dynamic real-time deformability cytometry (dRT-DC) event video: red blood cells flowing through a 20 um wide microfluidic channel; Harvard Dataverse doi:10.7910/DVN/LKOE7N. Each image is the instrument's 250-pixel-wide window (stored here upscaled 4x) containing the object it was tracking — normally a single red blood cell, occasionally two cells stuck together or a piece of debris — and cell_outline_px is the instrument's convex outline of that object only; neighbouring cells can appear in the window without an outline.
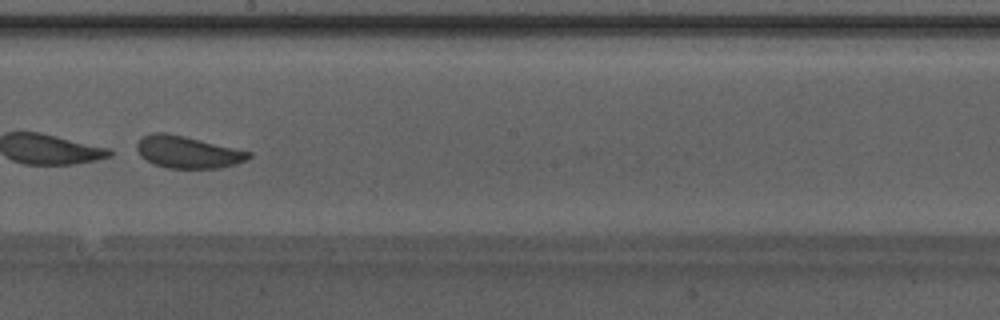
{"species": "Egyptian fruit bat (a non-hibernating species)", "species_latin": "Rousettus aegyptiacus", "temperature_condition": "warm", "stored_images_in_passage": 46, "camera_frame_rate_fps": 3000, "um_per_image_px": 0.085, "animal": {"sex": "male"}, "frame": {"image": 1, "passage_image": 27, "time_ms": 8.667, "image_size_px": [1000, 320], "cell_outline_px": [[252, 156], [236, 164], [220, 168], [168, 168], [152, 164], [140, 156], [136, 148], [136, 144], [144, 136], [152, 132], [164, 132], [184, 136], [252, 152]], "centroid_in_image_um": [15.93, 12.93], "position_along_channel_um": 232.3, "area_um2": 20.87}}
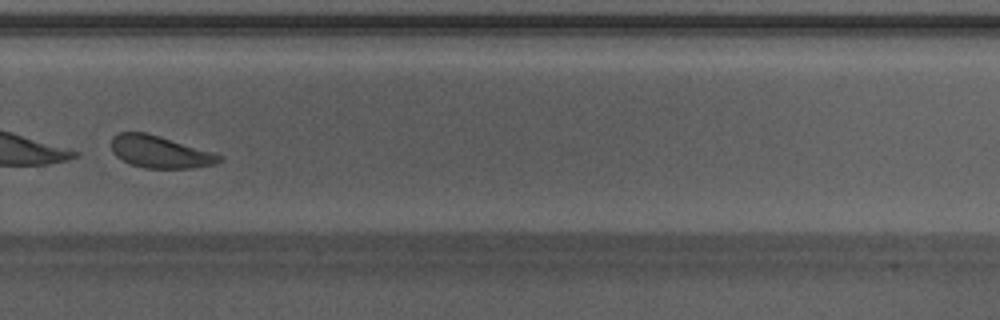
{"frame": {"image": 2, "passage_image": 33, "time_ms": 10.667, "image_size_px": [1000, 320], "cell_outline_px": [[224, 160], [220, 164], [192, 168], [144, 168], [128, 164], [116, 156], [112, 152], [112, 136], [120, 132], [144, 132], [160, 136], [212, 152], [224, 156]], "centroid_in_image_um": [13.62, 12.92], "position_along_channel_um": 316.2, "area_um2": 20.46}, "authors_computed_cell_mechanics": {"area_um2": 21.1837, "velocity_mm_per_s": 4.1965, "shape_relaxation_time_tau1_ms": 2.7665, "shape_relaxation_time_tau2_ms": 0.8423, "deformation_change_tau1": 0.3454, "deformation_change_tau2": 0.0869}}